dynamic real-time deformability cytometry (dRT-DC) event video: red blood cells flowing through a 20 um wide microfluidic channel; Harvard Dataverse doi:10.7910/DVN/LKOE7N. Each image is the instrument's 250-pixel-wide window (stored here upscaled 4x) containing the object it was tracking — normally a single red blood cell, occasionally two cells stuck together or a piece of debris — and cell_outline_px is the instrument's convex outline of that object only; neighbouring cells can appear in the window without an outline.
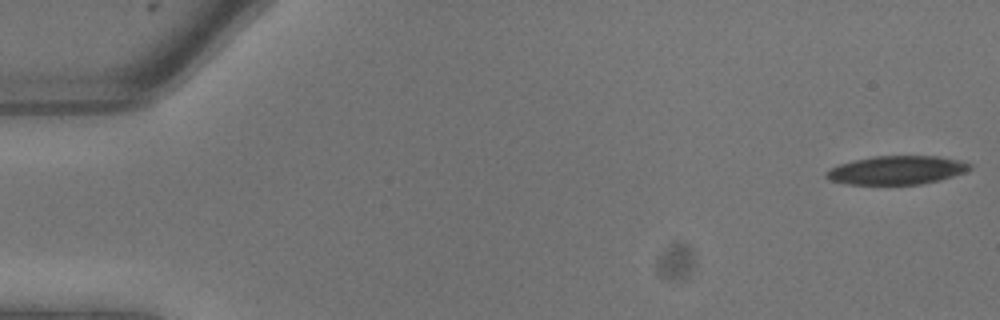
{"species": "common noctule bat (a hibernating species)", "species_latin": "Nyctalus noctula", "temperature_condition": "warm", "stored_images_in_passage": 9, "camera_frame_rate_fps": 3000, "um_per_image_px": 0.085, "animal": {"sex": "male", "body_mass_g": 13.3}, "frame": {"image": 1, "passage_image": 1, "time_ms": 0.0, "image_size_px": [1000, 320], "cell_outline_px": [[972, 168], [964, 172], [940, 180], [920, 184], [848, 184], [828, 180], [824, 176], [824, 172], [840, 164], [872, 156], [936, 156], [960, 160], [972, 164]], "centroid_in_image_um": [76.22, 14.46], "position_along_channel_um": 8.8, "area_um2": 23.81}}
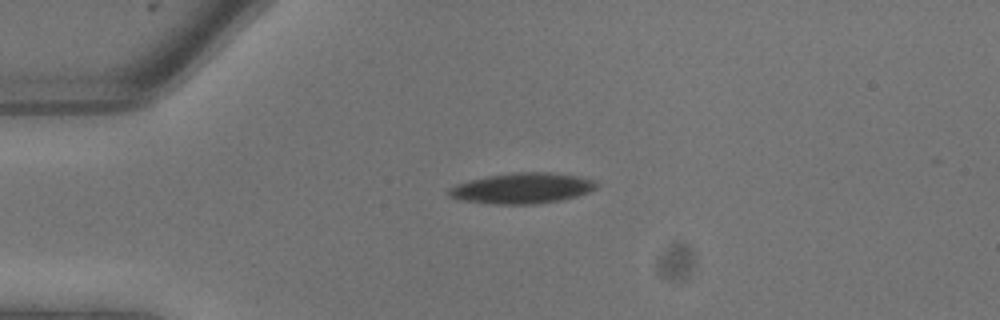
{"frame": {"image": 2, "passage_image": 6, "time_ms": 1.667, "image_size_px": [1000, 320], "cell_outline_px": [[600, 184], [596, 188], [588, 192], [576, 196], [560, 200], [536, 204], [492, 204], [460, 200], [448, 196], [448, 188], [456, 184], [468, 180], [488, 176], [512, 172], [548, 172], [576, 176], [596, 180]], "centroid_in_image_um": [44.37, 16.0], "position_along_channel_um": 40.6, "area_um2": 26.47}}
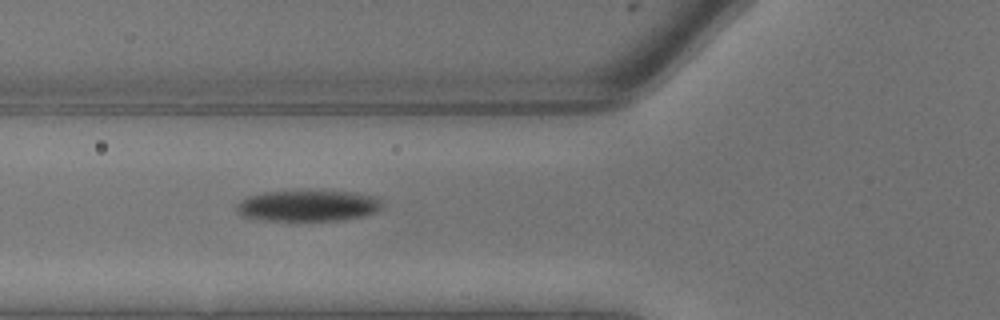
{"frame": {"image": 3, "passage_image": 9, "time_ms": 2.667, "image_size_px": [1000, 320], "cell_outline_px": [[384, 204], [376, 212], [364, 216], [340, 220], [260, 220], [240, 216], [236, 212], [236, 204], [240, 200], [248, 196], [264, 192], [352, 192], [372, 196], [380, 200]], "centroid_in_image_um": [26.13, 17.5], "position_along_channel_um": 99.7, "area_um2": 26.13}}